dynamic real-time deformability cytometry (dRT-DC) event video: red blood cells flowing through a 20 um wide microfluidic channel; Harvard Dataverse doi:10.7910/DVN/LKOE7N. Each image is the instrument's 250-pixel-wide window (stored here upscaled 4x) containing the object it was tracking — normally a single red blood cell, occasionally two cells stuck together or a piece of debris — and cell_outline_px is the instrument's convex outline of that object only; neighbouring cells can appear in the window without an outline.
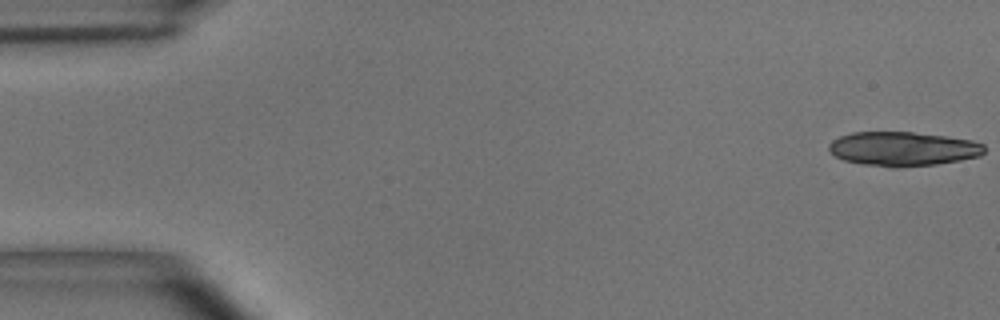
{"species": "common noctule bat (a hibernating species)", "species_latin": "Nyctalus noctula", "temperature_condition": "room temperature", "stored_images_in_passage": 15, "camera_frame_rate_fps": 3000, "um_per_image_px": 0.085, "animal": {"sex": "male", "body_mass_g": 15.6}, "frame": {"image": 1, "passage_image": 1, "time_ms": 0.0, "image_size_px": [1000, 320], "cell_outline_px": [[984, 152], [980, 156], [960, 160], [936, 164], [896, 168], [892, 168], [864, 164], [844, 160], [836, 156], [828, 148], [828, 144], [832, 140], [840, 136], [852, 132], [912, 132], [944, 136], [972, 140], [984, 144]], "centroid_in_image_um": [76.75, 12.65], "position_along_channel_um": 8.3, "area_um2": 30.98}}
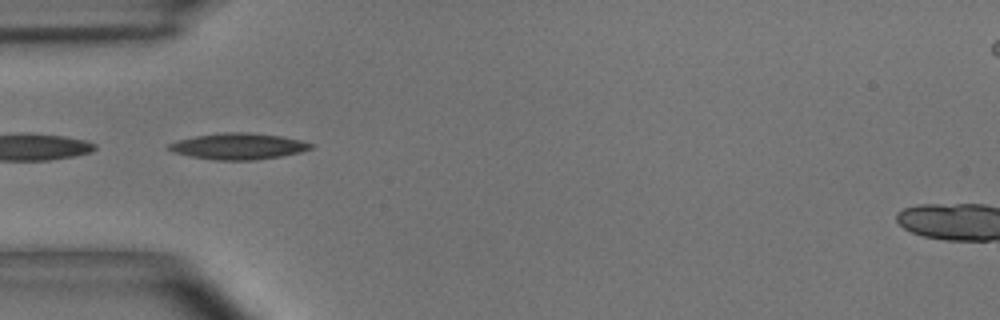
{"frame": {"image": 2, "passage_image": 5, "time_ms": 1.333, "image_size_px": [1000, 320], "cell_outline_px": [[316, 144], [312, 148], [300, 152], [280, 156], [256, 160], [216, 160], [192, 156], [176, 152], [168, 148], [168, 144], [176, 140], [196, 136], [224, 132], [248, 132], [280, 136], [300, 140]], "centroid_in_image_um": [20.3, 12.43], "position_along_channel_um": 64.7, "area_um2": 21.5}}
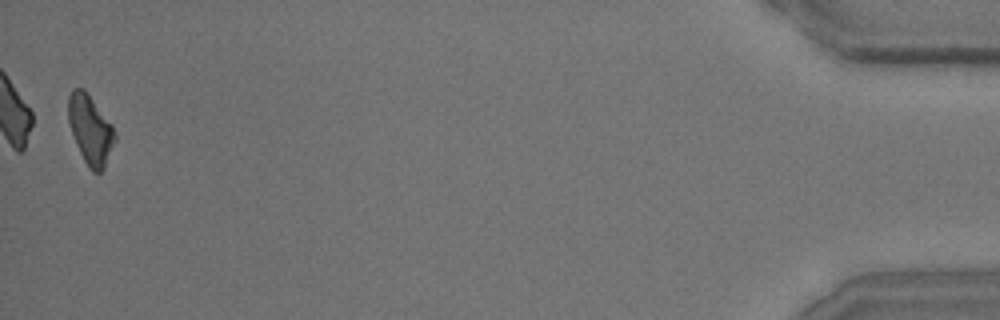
{"frame": {"image": 3, "passage_image": 15, "time_ms": 4.667, "image_size_px": [1000, 320], "cell_outline_px": [[116, 140], [104, 168], [100, 172], [92, 172], [88, 168], [76, 144], [68, 120], [68, 96], [72, 88], [84, 88], [112, 124], [116, 136]], "centroid_in_image_um": [7.68, 11.01], "position_along_channel_um": 427.5, "area_um2": 18.79}}